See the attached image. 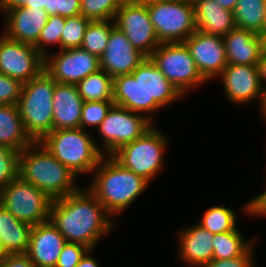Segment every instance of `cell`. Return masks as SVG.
Returning <instances> with one entry per match:
<instances>
[{
  "mask_svg": "<svg viewBox=\"0 0 266 267\" xmlns=\"http://www.w3.org/2000/svg\"><path fill=\"white\" fill-rule=\"evenodd\" d=\"M111 215L88 189L81 187L69 195L53 199L50 207V221L64 239L88 248H95L114 226Z\"/></svg>",
  "mask_w": 266,
  "mask_h": 267,
  "instance_id": "obj_1",
  "label": "cell"
},
{
  "mask_svg": "<svg viewBox=\"0 0 266 267\" xmlns=\"http://www.w3.org/2000/svg\"><path fill=\"white\" fill-rule=\"evenodd\" d=\"M182 95L150 58L131 74L113 78L114 105L139 114L156 112Z\"/></svg>",
  "mask_w": 266,
  "mask_h": 267,
  "instance_id": "obj_2",
  "label": "cell"
},
{
  "mask_svg": "<svg viewBox=\"0 0 266 267\" xmlns=\"http://www.w3.org/2000/svg\"><path fill=\"white\" fill-rule=\"evenodd\" d=\"M92 173L94 178L87 188L111 217L127 209L150 184L142 176L124 168L112 156H103Z\"/></svg>",
  "mask_w": 266,
  "mask_h": 267,
  "instance_id": "obj_3",
  "label": "cell"
},
{
  "mask_svg": "<svg viewBox=\"0 0 266 267\" xmlns=\"http://www.w3.org/2000/svg\"><path fill=\"white\" fill-rule=\"evenodd\" d=\"M18 176L45 192L52 200L79 189L75 185L77 176L40 142H34L19 153Z\"/></svg>",
  "mask_w": 266,
  "mask_h": 267,
  "instance_id": "obj_4",
  "label": "cell"
},
{
  "mask_svg": "<svg viewBox=\"0 0 266 267\" xmlns=\"http://www.w3.org/2000/svg\"><path fill=\"white\" fill-rule=\"evenodd\" d=\"M82 128L58 129L48 133L40 143L74 175L92 172L103 158L95 140Z\"/></svg>",
  "mask_w": 266,
  "mask_h": 267,
  "instance_id": "obj_5",
  "label": "cell"
},
{
  "mask_svg": "<svg viewBox=\"0 0 266 267\" xmlns=\"http://www.w3.org/2000/svg\"><path fill=\"white\" fill-rule=\"evenodd\" d=\"M56 81L44 70L23 83L17 108L27 134L34 142H40L53 131V93Z\"/></svg>",
  "mask_w": 266,
  "mask_h": 267,
  "instance_id": "obj_6",
  "label": "cell"
},
{
  "mask_svg": "<svg viewBox=\"0 0 266 267\" xmlns=\"http://www.w3.org/2000/svg\"><path fill=\"white\" fill-rule=\"evenodd\" d=\"M146 5L160 43H183L197 30L192 1L161 0Z\"/></svg>",
  "mask_w": 266,
  "mask_h": 267,
  "instance_id": "obj_7",
  "label": "cell"
},
{
  "mask_svg": "<svg viewBox=\"0 0 266 267\" xmlns=\"http://www.w3.org/2000/svg\"><path fill=\"white\" fill-rule=\"evenodd\" d=\"M167 140L153 126L142 137L123 145L111 156L124 168L151 182L163 167Z\"/></svg>",
  "mask_w": 266,
  "mask_h": 267,
  "instance_id": "obj_8",
  "label": "cell"
},
{
  "mask_svg": "<svg viewBox=\"0 0 266 267\" xmlns=\"http://www.w3.org/2000/svg\"><path fill=\"white\" fill-rule=\"evenodd\" d=\"M0 203L18 220L31 226L50 219L52 199L19 176L0 191Z\"/></svg>",
  "mask_w": 266,
  "mask_h": 267,
  "instance_id": "obj_9",
  "label": "cell"
},
{
  "mask_svg": "<svg viewBox=\"0 0 266 267\" xmlns=\"http://www.w3.org/2000/svg\"><path fill=\"white\" fill-rule=\"evenodd\" d=\"M147 115H139L126 108L113 105L97 131L103 139L104 156H111L123 145L142 137L153 127Z\"/></svg>",
  "mask_w": 266,
  "mask_h": 267,
  "instance_id": "obj_10",
  "label": "cell"
},
{
  "mask_svg": "<svg viewBox=\"0 0 266 267\" xmlns=\"http://www.w3.org/2000/svg\"><path fill=\"white\" fill-rule=\"evenodd\" d=\"M149 58L183 95L206 82L184 43H160Z\"/></svg>",
  "mask_w": 266,
  "mask_h": 267,
  "instance_id": "obj_11",
  "label": "cell"
},
{
  "mask_svg": "<svg viewBox=\"0 0 266 267\" xmlns=\"http://www.w3.org/2000/svg\"><path fill=\"white\" fill-rule=\"evenodd\" d=\"M115 26L122 31L136 50L149 58L160 44L151 23L146 3L124 0L114 17Z\"/></svg>",
  "mask_w": 266,
  "mask_h": 267,
  "instance_id": "obj_12",
  "label": "cell"
},
{
  "mask_svg": "<svg viewBox=\"0 0 266 267\" xmlns=\"http://www.w3.org/2000/svg\"><path fill=\"white\" fill-rule=\"evenodd\" d=\"M44 70V57L32 44L0 36V73L28 82Z\"/></svg>",
  "mask_w": 266,
  "mask_h": 267,
  "instance_id": "obj_13",
  "label": "cell"
},
{
  "mask_svg": "<svg viewBox=\"0 0 266 267\" xmlns=\"http://www.w3.org/2000/svg\"><path fill=\"white\" fill-rule=\"evenodd\" d=\"M48 56V57H47ZM100 58L80 48L59 50L44 57V71L60 84H77L85 77L98 71Z\"/></svg>",
  "mask_w": 266,
  "mask_h": 267,
  "instance_id": "obj_14",
  "label": "cell"
},
{
  "mask_svg": "<svg viewBox=\"0 0 266 267\" xmlns=\"http://www.w3.org/2000/svg\"><path fill=\"white\" fill-rule=\"evenodd\" d=\"M183 43L206 81L219 77L228 65L222 36L196 30Z\"/></svg>",
  "mask_w": 266,
  "mask_h": 267,
  "instance_id": "obj_15",
  "label": "cell"
},
{
  "mask_svg": "<svg viewBox=\"0 0 266 267\" xmlns=\"http://www.w3.org/2000/svg\"><path fill=\"white\" fill-rule=\"evenodd\" d=\"M219 76L230 102L243 105L254 101V98L257 100L260 96L263 107L266 93L260 83L258 65L228 64Z\"/></svg>",
  "mask_w": 266,
  "mask_h": 267,
  "instance_id": "obj_16",
  "label": "cell"
},
{
  "mask_svg": "<svg viewBox=\"0 0 266 267\" xmlns=\"http://www.w3.org/2000/svg\"><path fill=\"white\" fill-rule=\"evenodd\" d=\"M145 58L134 48L127 36L115 26L111 30L105 52L100 57V68L115 78L131 74Z\"/></svg>",
  "mask_w": 266,
  "mask_h": 267,
  "instance_id": "obj_17",
  "label": "cell"
},
{
  "mask_svg": "<svg viewBox=\"0 0 266 267\" xmlns=\"http://www.w3.org/2000/svg\"><path fill=\"white\" fill-rule=\"evenodd\" d=\"M66 242L49 219L32 226L26 255L37 267H55Z\"/></svg>",
  "mask_w": 266,
  "mask_h": 267,
  "instance_id": "obj_18",
  "label": "cell"
},
{
  "mask_svg": "<svg viewBox=\"0 0 266 267\" xmlns=\"http://www.w3.org/2000/svg\"><path fill=\"white\" fill-rule=\"evenodd\" d=\"M6 14L4 35L14 41L35 45L47 23L49 15L45 9L17 7Z\"/></svg>",
  "mask_w": 266,
  "mask_h": 267,
  "instance_id": "obj_19",
  "label": "cell"
},
{
  "mask_svg": "<svg viewBox=\"0 0 266 267\" xmlns=\"http://www.w3.org/2000/svg\"><path fill=\"white\" fill-rule=\"evenodd\" d=\"M228 64L258 65L263 39L250 30L234 28L222 37Z\"/></svg>",
  "mask_w": 266,
  "mask_h": 267,
  "instance_id": "obj_20",
  "label": "cell"
},
{
  "mask_svg": "<svg viewBox=\"0 0 266 267\" xmlns=\"http://www.w3.org/2000/svg\"><path fill=\"white\" fill-rule=\"evenodd\" d=\"M52 102L53 130L80 128L84 101L75 84L56 82Z\"/></svg>",
  "mask_w": 266,
  "mask_h": 267,
  "instance_id": "obj_21",
  "label": "cell"
},
{
  "mask_svg": "<svg viewBox=\"0 0 266 267\" xmlns=\"http://www.w3.org/2000/svg\"><path fill=\"white\" fill-rule=\"evenodd\" d=\"M180 260L191 266L202 267L213 260L214 234L199 224L183 229L179 234Z\"/></svg>",
  "mask_w": 266,
  "mask_h": 267,
  "instance_id": "obj_22",
  "label": "cell"
},
{
  "mask_svg": "<svg viewBox=\"0 0 266 267\" xmlns=\"http://www.w3.org/2000/svg\"><path fill=\"white\" fill-rule=\"evenodd\" d=\"M193 4L199 32L223 37L236 28L233 11L221 7L216 0H194Z\"/></svg>",
  "mask_w": 266,
  "mask_h": 267,
  "instance_id": "obj_23",
  "label": "cell"
},
{
  "mask_svg": "<svg viewBox=\"0 0 266 267\" xmlns=\"http://www.w3.org/2000/svg\"><path fill=\"white\" fill-rule=\"evenodd\" d=\"M32 226L18 220L0 203V255L26 254Z\"/></svg>",
  "mask_w": 266,
  "mask_h": 267,
  "instance_id": "obj_24",
  "label": "cell"
},
{
  "mask_svg": "<svg viewBox=\"0 0 266 267\" xmlns=\"http://www.w3.org/2000/svg\"><path fill=\"white\" fill-rule=\"evenodd\" d=\"M33 143L24 128L17 105H0V145L21 152Z\"/></svg>",
  "mask_w": 266,
  "mask_h": 267,
  "instance_id": "obj_25",
  "label": "cell"
},
{
  "mask_svg": "<svg viewBox=\"0 0 266 267\" xmlns=\"http://www.w3.org/2000/svg\"><path fill=\"white\" fill-rule=\"evenodd\" d=\"M233 13L237 28L264 33L266 0H238Z\"/></svg>",
  "mask_w": 266,
  "mask_h": 267,
  "instance_id": "obj_26",
  "label": "cell"
},
{
  "mask_svg": "<svg viewBox=\"0 0 266 267\" xmlns=\"http://www.w3.org/2000/svg\"><path fill=\"white\" fill-rule=\"evenodd\" d=\"M76 87L84 102L113 101V78L103 69L91 73Z\"/></svg>",
  "mask_w": 266,
  "mask_h": 267,
  "instance_id": "obj_27",
  "label": "cell"
},
{
  "mask_svg": "<svg viewBox=\"0 0 266 267\" xmlns=\"http://www.w3.org/2000/svg\"><path fill=\"white\" fill-rule=\"evenodd\" d=\"M213 259H232L242 256L251 246L245 242L242 234L236 228L235 230L214 234L212 239Z\"/></svg>",
  "mask_w": 266,
  "mask_h": 267,
  "instance_id": "obj_28",
  "label": "cell"
},
{
  "mask_svg": "<svg viewBox=\"0 0 266 267\" xmlns=\"http://www.w3.org/2000/svg\"><path fill=\"white\" fill-rule=\"evenodd\" d=\"M114 27V20L90 21L83 36L81 48L100 58L105 52L111 30Z\"/></svg>",
  "mask_w": 266,
  "mask_h": 267,
  "instance_id": "obj_29",
  "label": "cell"
},
{
  "mask_svg": "<svg viewBox=\"0 0 266 267\" xmlns=\"http://www.w3.org/2000/svg\"><path fill=\"white\" fill-rule=\"evenodd\" d=\"M236 212L224 206L210 207L199 224L213 234L229 232L236 229Z\"/></svg>",
  "mask_w": 266,
  "mask_h": 267,
  "instance_id": "obj_30",
  "label": "cell"
},
{
  "mask_svg": "<svg viewBox=\"0 0 266 267\" xmlns=\"http://www.w3.org/2000/svg\"><path fill=\"white\" fill-rule=\"evenodd\" d=\"M90 21L81 14L65 18L59 50L80 48Z\"/></svg>",
  "mask_w": 266,
  "mask_h": 267,
  "instance_id": "obj_31",
  "label": "cell"
},
{
  "mask_svg": "<svg viewBox=\"0 0 266 267\" xmlns=\"http://www.w3.org/2000/svg\"><path fill=\"white\" fill-rule=\"evenodd\" d=\"M124 0H81L80 14L95 20H114Z\"/></svg>",
  "mask_w": 266,
  "mask_h": 267,
  "instance_id": "obj_32",
  "label": "cell"
},
{
  "mask_svg": "<svg viewBox=\"0 0 266 267\" xmlns=\"http://www.w3.org/2000/svg\"><path fill=\"white\" fill-rule=\"evenodd\" d=\"M65 25V17L60 15H50L47 23L42 29L37 43L34 45L37 51L45 57L47 55V47L49 44H59L62 35V30ZM46 47V48H45Z\"/></svg>",
  "mask_w": 266,
  "mask_h": 267,
  "instance_id": "obj_33",
  "label": "cell"
},
{
  "mask_svg": "<svg viewBox=\"0 0 266 267\" xmlns=\"http://www.w3.org/2000/svg\"><path fill=\"white\" fill-rule=\"evenodd\" d=\"M19 153L0 145V191L18 177Z\"/></svg>",
  "mask_w": 266,
  "mask_h": 267,
  "instance_id": "obj_34",
  "label": "cell"
},
{
  "mask_svg": "<svg viewBox=\"0 0 266 267\" xmlns=\"http://www.w3.org/2000/svg\"><path fill=\"white\" fill-rule=\"evenodd\" d=\"M113 105V101L84 102L82 106L80 128L85 131L87 126L98 128Z\"/></svg>",
  "mask_w": 266,
  "mask_h": 267,
  "instance_id": "obj_35",
  "label": "cell"
},
{
  "mask_svg": "<svg viewBox=\"0 0 266 267\" xmlns=\"http://www.w3.org/2000/svg\"><path fill=\"white\" fill-rule=\"evenodd\" d=\"M22 86L21 81L0 73V105H16Z\"/></svg>",
  "mask_w": 266,
  "mask_h": 267,
  "instance_id": "obj_36",
  "label": "cell"
},
{
  "mask_svg": "<svg viewBox=\"0 0 266 267\" xmlns=\"http://www.w3.org/2000/svg\"><path fill=\"white\" fill-rule=\"evenodd\" d=\"M88 250L87 246L66 242L55 267H76Z\"/></svg>",
  "mask_w": 266,
  "mask_h": 267,
  "instance_id": "obj_37",
  "label": "cell"
},
{
  "mask_svg": "<svg viewBox=\"0 0 266 267\" xmlns=\"http://www.w3.org/2000/svg\"><path fill=\"white\" fill-rule=\"evenodd\" d=\"M45 10L49 16L60 15L65 18L77 16L80 14L81 0H49Z\"/></svg>",
  "mask_w": 266,
  "mask_h": 267,
  "instance_id": "obj_38",
  "label": "cell"
},
{
  "mask_svg": "<svg viewBox=\"0 0 266 267\" xmlns=\"http://www.w3.org/2000/svg\"><path fill=\"white\" fill-rule=\"evenodd\" d=\"M253 246L254 245H252L242 256L232 259H213L202 267H253Z\"/></svg>",
  "mask_w": 266,
  "mask_h": 267,
  "instance_id": "obj_39",
  "label": "cell"
},
{
  "mask_svg": "<svg viewBox=\"0 0 266 267\" xmlns=\"http://www.w3.org/2000/svg\"><path fill=\"white\" fill-rule=\"evenodd\" d=\"M49 0H0V11L8 12L17 7L41 8L48 7Z\"/></svg>",
  "mask_w": 266,
  "mask_h": 267,
  "instance_id": "obj_40",
  "label": "cell"
},
{
  "mask_svg": "<svg viewBox=\"0 0 266 267\" xmlns=\"http://www.w3.org/2000/svg\"><path fill=\"white\" fill-rule=\"evenodd\" d=\"M0 267H37L26 254L0 255Z\"/></svg>",
  "mask_w": 266,
  "mask_h": 267,
  "instance_id": "obj_41",
  "label": "cell"
},
{
  "mask_svg": "<svg viewBox=\"0 0 266 267\" xmlns=\"http://www.w3.org/2000/svg\"><path fill=\"white\" fill-rule=\"evenodd\" d=\"M258 69L260 76V83L262 85L263 90L266 93V85L262 82L266 81V53L262 52L261 57L258 61Z\"/></svg>",
  "mask_w": 266,
  "mask_h": 267,
  "instance_id": "obj_42",
  "label": "cell"
},
{
  "mask_svg": "<svg viewBox=\"0 0 266 267\" xmlns=\"http://www.w3.org/2000/svg\"><path fill=\"white\" fill-rule=\"evenodd\" d=\"M90 251H92V249L86 252L76 267H99L96 259H93V257L89 256V254H91Z\"/></svg>",
  "mask_w": 266,
  "mask_h": 267,
  "instance_id": "obj_43",
  "label": "cell"
},
{
  "mask_svg": "<svg viewBox=\"0 0 266 267\" xmlns=\"http://www.w3.org/2000/svg\"><path fill=\"white\" fill-rule=\"evenodd\" d=\"M216 1L221 7L233 11L238 0H216Z\"/></svg>",
  "mask_w": 266,
  "mask_h": 267,
  "instance_id": "obj_44",
  "label": "cell"
},
{
  "mask_svg": "<svg viewBox=\"0 0 266 267\" xmlns=\"http://www.w3.org/2000/svg\"><path fill=\"white\" fill-rule=\"evenodd\" d=\"M261 36L263 39V52L266 53V32H264Z\"/></svg>",
  "mask_w": 266,
  "mask_h": 267,
  "instance_id": "obj_45",
  "label": "cell"
},
{
  "mask_svg": "<svg viewBox=\"0 0 266 267\" xmlns=\"http://www.w3.org/2000/svg\"><path fill=\"white\" fill-rule=\"evenodd\" d=\"M260 110H262L263 116L265 117V120H266V97H265L264 105H263V107Z\"/></svg>",
  "mask_w": 266,
  "mask_h": 267,
  "instance_id": "obj_46",
  "label": "cell"
},
{
  "mask_svg": "<svg viewBox=\"0 0 266 267\" xmlns=\"http://www.w3.org/2000/svg\"><path fill=\"white\" fill-rule=\"evenodd\" d=\"M135 1L142 2V3H149V2L161 1V0H135Z\"/></svg>",
  "mask_w": 266,
  "mask_h": 267,
  "instance_id": "obj_47",
  "label": "cell"
},
{
  "mask_svg": "<svg viewBox=\"0 0 266 267\" xmlns=\"http://www.w3.org/2000/svg\"><path fill=\"white\" fill-rule=\"evenodd\" d=\"M264 32H266V16H265V27H264Z\"/></svg>",
  "mask_w": 266,
  "mask_h": 267,
  "instance_id": "obj_48",
  "label": "cell"
}]
</instances>
